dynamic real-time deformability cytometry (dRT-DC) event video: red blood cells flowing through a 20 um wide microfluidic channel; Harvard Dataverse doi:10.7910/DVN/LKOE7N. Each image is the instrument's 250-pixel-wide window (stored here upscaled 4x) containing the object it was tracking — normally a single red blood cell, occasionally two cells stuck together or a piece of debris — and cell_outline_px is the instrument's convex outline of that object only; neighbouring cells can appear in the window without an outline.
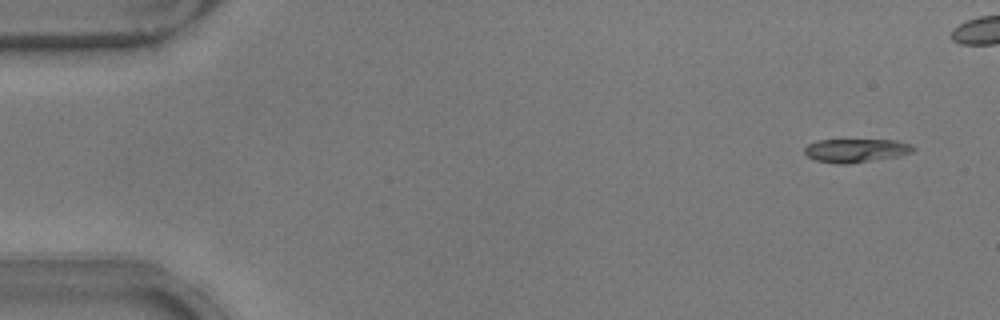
{"species": "common noctule bat (a hibernating species)", "species_latin": "Nyctalus noctula", "temperature_condition": "warm", "stored_images_in_passage": 45, "camera_frame_rate_fps": 3000, "um_per_image_px": 0.085, "animal": {"sex": "male", "body_mass_g": 17.9}, "frame": {"image": 1, "passage_image": 2, "time_ms": 0.333, "image_size_px": [1000, 320], "cell_outline_px": [[916, 148], [912, 152], [900, 156], [848, 164], [836, 164], [816, 160], [808, 156], [804, 152], [804, 148], [808, 144], [816, 140], [896, 140], [912, 144]], "centroid_in_image_um": [72.77, 12.79], "position_along_channel_um": 12.2, "area_um2": 15.03}}
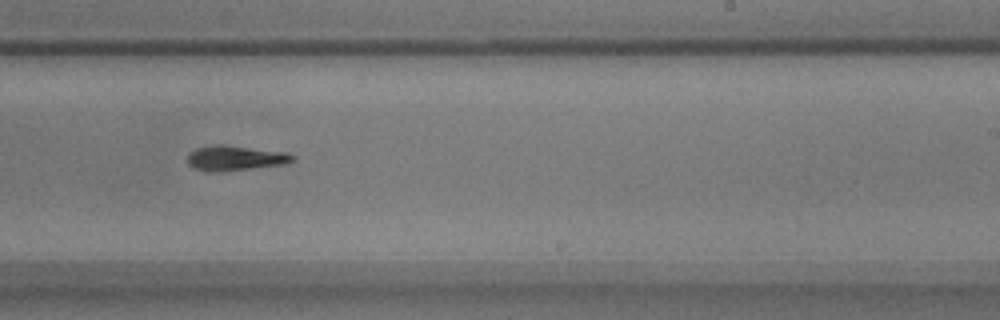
{"frame": {"image": 2, "passage_image": 31, "time_ms": 10.0, "image_size_px": [1000, 320], "cell_outline_px": [[296, 160], [288, 164], [220, 172], [204, 172], [188, 164], [188, 152], [196, 148], [216, 144], [224, 144], [288, 152], [296, 156]], "centroid_in_image_um": [20.04, 13.43], "position_along_channel_um": 269.0, "area_um2": 15.78}}
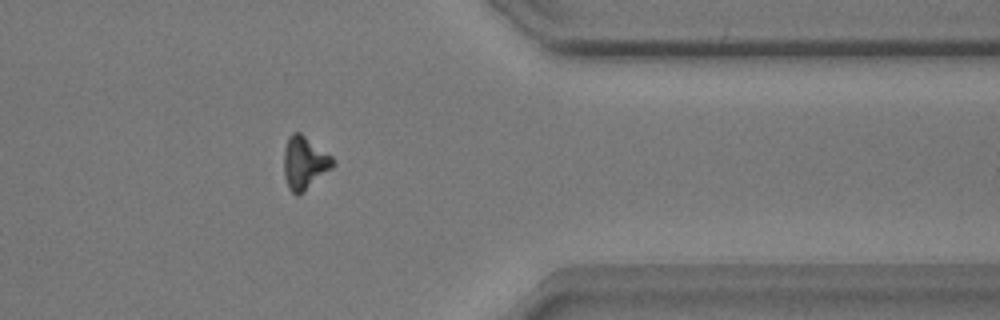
{"frame": {"image": 3, "passage_image": 41, "time_ms": 13.333, "image_size_px": [1000, 320], "cell_outline_px": [[336, 164], [332, 168], [296, 196], [288, 188], [284, 176], [284, 148], [288, 136], [292, 132], [300, 132], [332, 156]], "centroid_in_image_um": [25.86, 13.81], "position_along_channel_um": 385.5, "area_um2": 14.97}, "authors_computed_cell_mechanics": {"area_um2": 15.4904, "velocity_mm_per_s": 3.8942, "shape_relaxation_time_tau1_ms": 2.8764, "shape_relaxation_time_tau2_ms": null, "deformation_change_tau1": 0.1325, "deformation_change_tau2": null}}